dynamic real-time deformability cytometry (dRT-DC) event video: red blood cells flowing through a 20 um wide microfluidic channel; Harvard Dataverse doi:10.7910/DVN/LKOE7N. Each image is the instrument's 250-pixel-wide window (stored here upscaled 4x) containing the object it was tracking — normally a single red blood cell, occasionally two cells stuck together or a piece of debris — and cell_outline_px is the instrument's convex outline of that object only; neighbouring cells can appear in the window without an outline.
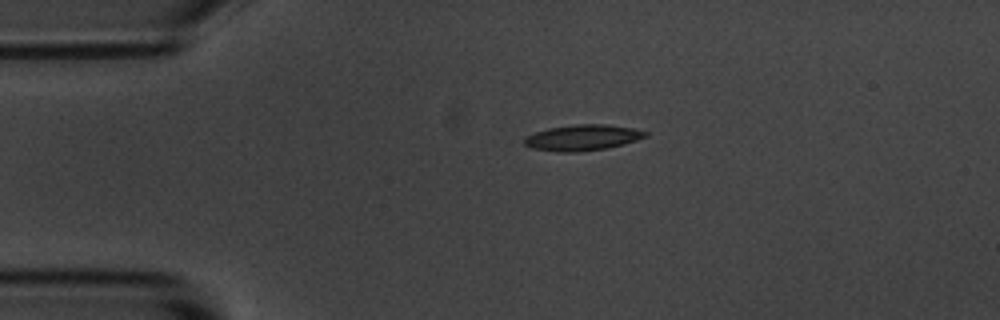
{"species": "common noctule bat (a hibernating species)", "species_latin": "Nyctalus noctula", "temperature_condition": "room temperature", "stored_images_in_passage": 2, "camera_frame_rate_fps": 3000, "um_per_image_px": 0.085, "animal": {"sex": "male", "body_mass_g": 20.1, "forearm_length_mm": 53.5}, "frame": {"image": 1, "passage_image": 1, "time_ms": 0.0, "image_size_px": [1000, 320], "cell_outline_px": [[648, 136], [624, 144], [608, 148], [576, 152], [556, 152], [532, 148], [524, 144], [524, 136], [548, 128], [576, 124], [608, 124], [632, 128], [648, 132]], "centroid_in_image_um": [49.51, 11.7], "position_along_channel_um": 35.5, "area_um2": 18.32}}